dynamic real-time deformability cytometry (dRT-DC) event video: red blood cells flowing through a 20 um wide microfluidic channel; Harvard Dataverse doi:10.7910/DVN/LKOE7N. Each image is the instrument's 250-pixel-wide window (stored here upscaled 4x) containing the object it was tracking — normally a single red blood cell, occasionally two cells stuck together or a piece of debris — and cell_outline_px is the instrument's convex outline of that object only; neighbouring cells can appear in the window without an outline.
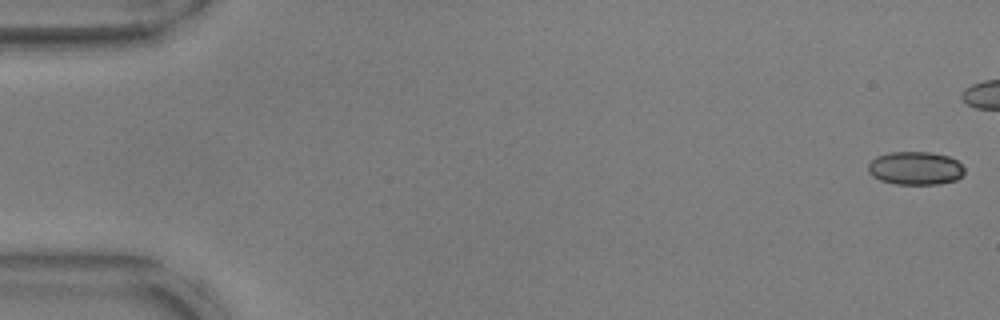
{"species": "common noctule bat (a hibernating species)", "species_latin": "Nyctalus noctula", "temperature_condition": "warm", "stored_images_in_passage": 44, "camera_frame_rate_fps": 3000, "um_per_image_px": 0.085, "animal": {"sex": "male", "body_mass_g": 17.9, "forearm_length_mm": 54.2}, "frame": {"image": 1, "passage_image": 1, "time_ms": 0.0, "image_size_px": [1000, 320], "cell_outline_px": [[964, 172], [956, 180], [936, 184], [896, 184], [880, 180], [872, 176], [868, 172], [868, 164], [876, 156], [888, 152], [932, 152], [948, 156], [956, 160], [964, 168]], "centroid_in_image_um": [77.78, 14.29], "position_along_channel_um": 7.2, "area_um2": 18.67}}